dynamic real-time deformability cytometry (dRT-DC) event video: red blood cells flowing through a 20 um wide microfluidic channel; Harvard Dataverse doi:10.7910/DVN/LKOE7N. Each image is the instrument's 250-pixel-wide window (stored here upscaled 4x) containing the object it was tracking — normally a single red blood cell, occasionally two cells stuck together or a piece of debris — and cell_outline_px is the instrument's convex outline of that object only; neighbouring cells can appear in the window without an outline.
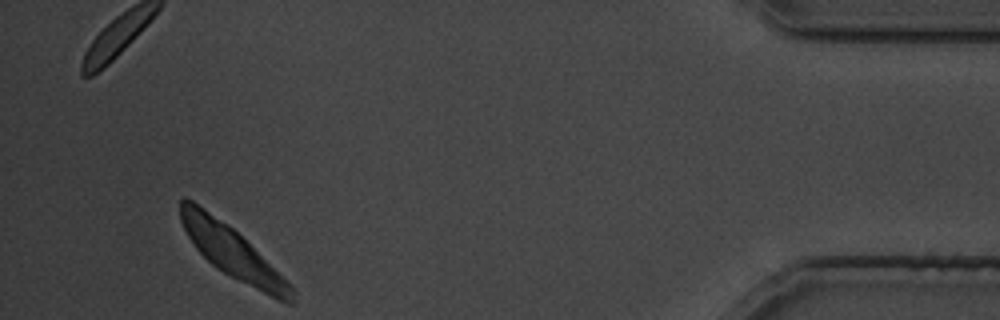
{"species": "common noctule bat (a hibernating species)", "species_latin": "Nyctalus noctula", "temperature_condition": "cold", "stored_images_in_passage": 28, "segment_of_instrument_passage": [1, 2], "camera_frame_rate_fps": 3000, "um_per_image_px": 0.085, "animal": {"sex": "male", "body_mass_g": 19.5, "forearm_length_mm": 54.6}, "frame": {"image": 1, "passage_image": 25, "time_ms": 30.333, "image_size_px": [1000, 320], "cell_outline_px": [[296, 300], [292, 304], [288, 304], [276, 300], [216, 268], [196, 248], [188, 236], [180, 220], [180, 200], [184, 196], [192, 200], [228, 224], [296, 292]], "centroid_in_image_um": [19.69, 21.43], "position_along_channel_um": 415.5, "area_um2": 32.19}}